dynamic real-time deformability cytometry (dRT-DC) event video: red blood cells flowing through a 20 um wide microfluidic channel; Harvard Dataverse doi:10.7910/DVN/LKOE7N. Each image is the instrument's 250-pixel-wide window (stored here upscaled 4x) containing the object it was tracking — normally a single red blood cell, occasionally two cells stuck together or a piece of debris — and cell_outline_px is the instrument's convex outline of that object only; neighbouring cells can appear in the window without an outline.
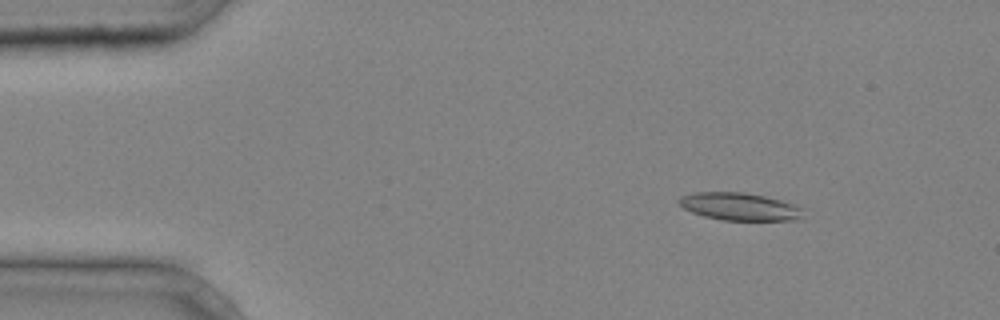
{"species": "common noctule bat (a hibernating species)", "species_latin": "Nyctalus noctula", "temperature_condition": "cold", "stored_images_in_passage": 39, "camera_frame_rate_fps": 3000, "um_per_image_px": 0.085, "animal": {"sex": "male", "body_mass_g": 20.4}, "frame": {"image": 1, "passage_image": 3, "time_ms": 0.667, "image_size_px": [1000, 320], "cell_outline_px": [[804, 220], [724, 220], [704, 216], [692, 212], [684, 208], [676, 200], [680, 196], [696, 192], [744, 192], [764, 196], [780, 200], [792, 204], [800, 208]], "centroid_in_image_um": [62.84, 17.56], "position_along_channel_um": 22.2, "area_um2": 19.88}}
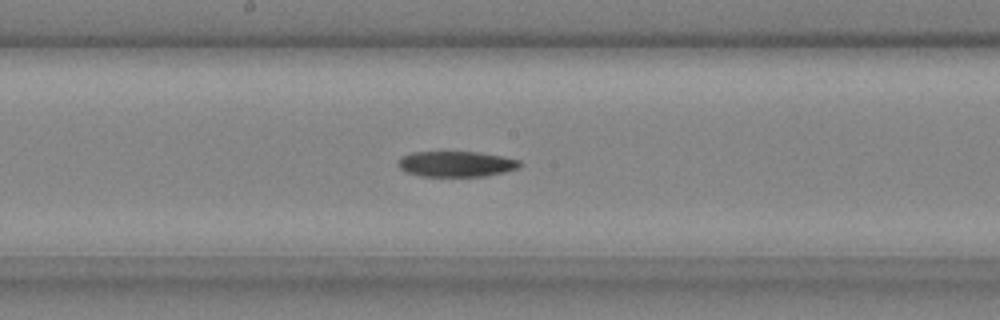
{"frame": {"image": 2, "passage_image": 20, "time_ms": 6.333, "image_size_px": [1000, 320], "cell_outline_px": [[520, 168], [504, 172], [484, 176], [420, 176], [408, 172], [400, 168], [396, 164], [396, 160], [400, 156], [412, 152], [480, 152], [504, 156], [520, 160]], "centroid_in_image_um": [38.76, 13.93], "position_along_channel_um": 209.4, "area_um2": 18.32}}
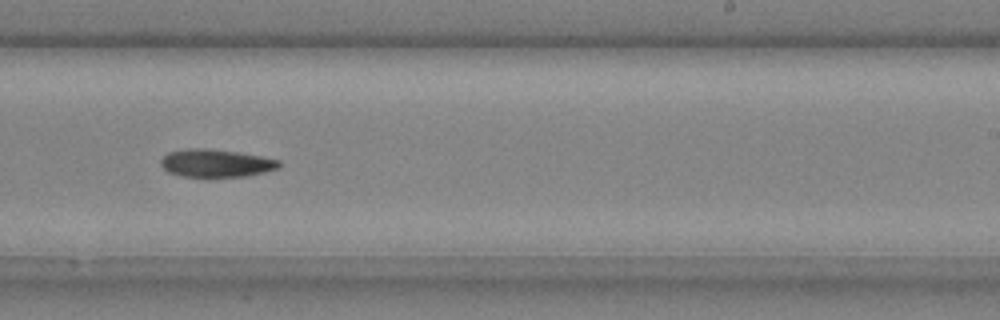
{"frame": {"image": 3, "passage_image": 24, "time_ms": 7.667, "image_size_px": [1000, 320], "cell_outline_px": [[280, 168], [264, 172], [244, 176], [208, 180], [184, 176], [168, 172], [160, 164], [160, 160], [168, 152], [188, 148], [204, 148], [236, 152], [260, 156], [280, 160]], "centroid_in_image_um": [18.34, 13.91], "position_along_channel_um": 270.7, "area_um2": 19.77}}